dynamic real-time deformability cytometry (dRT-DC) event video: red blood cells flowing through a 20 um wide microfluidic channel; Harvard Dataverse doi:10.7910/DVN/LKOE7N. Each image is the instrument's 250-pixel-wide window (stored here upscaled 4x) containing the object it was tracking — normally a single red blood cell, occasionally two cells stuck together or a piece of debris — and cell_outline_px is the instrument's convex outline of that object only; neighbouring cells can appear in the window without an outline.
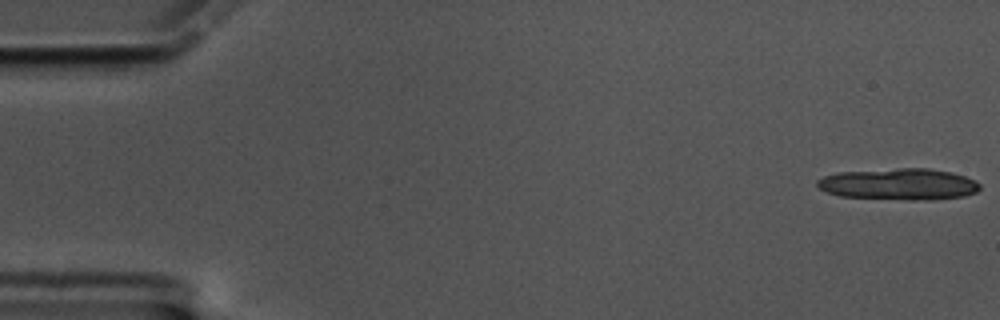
{"species": "common noctule bat (a hibernating species)", "species_latin": "Nyctalus noctula", "temperature_condition": "cold", "stored_images_in_passage": 16, "camera_frame_rate_fps": 3000, "um_per_image_px": 0.085, "animal": {"sex": "male", "body_mass_g": 17.5, "forearm_length_mm": 52.3}, "frame": {"image": 1, "passage_image": 1, "time_ms": 0.0, "image_size_px": [1000, 320], "cell_outline_px": [[980, 188], [976, 192], [964, 196], [928, 200], [912, 200], [840, 196], [828, 192], [820, 188], [816, 184], [816, 180], [824, 176], [840, 172], [900, 168], [928, 168], [948, 172], [964, 176], [976, 180], [980, 184]], "centroid_in_image_um": [76.42, 15.65], "position_along_channel_um": 8.6, "area_um2": 29.65}}